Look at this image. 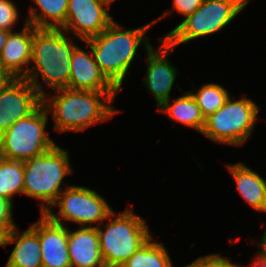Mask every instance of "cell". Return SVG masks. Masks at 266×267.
<instances>
[{
	"label": "cell",
	"instance_id": "cell-1",
	"mask_svg": "<svg viewBox=\"0 0 266 267\" xmlns=\"http://www.w3.org/2000/svg\"><path fill=\"white\" fill-rule=\"evenodd\" d=\"M172 11L165 12L154 21L131 30H126L113 21L99 35L84 41L90 48L93 59L101 72L118 90L129 72L140 44H144L145 51L152 46L150 41L144 37L146 32L161 18L169 16Z\"/></svg>",
	"mask_w": 266,
	"mask_h": 267
},
{
	"label": "cell",
	"instance_id": "cell-2",
	"mask_svg": "<svg viewBox=\"0 0 266 267\" xmlns=\"http://www.w3.org/2000/svg\"><path fill=\"white\" fill-rule=\"evenodd\" d=\"M55 91L59 94H53L51 98L47 93L43 96V105L49 115L53 116L54 129L58 132L84 131L97 122L112 119L118 113L111 104L114 102L117 92L69 88Z\"/></svg>",
	"mask_w": 266,
	"mask_h": 267
},
{
	"label": "cell",
	"instance_id": "cell-3",
	"mask_svg": "<svg viewBox=\"0 0 266 267\" xmlns=\"http://www.w3.org/2000/svg\"><path fill=\"white\" fill-rule=\"evenodd\" d=\"M61 28H36L32 39V58L25 79L43 97L44 92L39 77L52 90L68 87L70 77V61L74 48L77 46L66 37Z\"/></svg>",
	"mask_w": 266,
	"mask_h": 267
},
{
	"label": "cell",
	"instance_id": "cell-4",
	"mask_svg": "<svg viewBox=\"0 0 266 267\" xmlns=\"http://www.w3.org/2000/svg\"><path fill=\"white\" fill-rule=\"evenodd\" d=\"M107 221L104 231L96 225L101 255L105 267H121L152 236L146 221L130 208L112 211Z\"/></svg>",
	"mask_w": 266,
	"mask_h": 267
},
{
	"label": "cell",
	"instance_id": "cell-5",
	"mask_svg": "<svg viewBox=\"0 0 266 267\" xmlns=\"http://www.w3.org/2000/svg\"><path fill=\"white\" fill-rule=\"evenodd\" d=\"M69 153L55 145L49 151L24 161L23 195L42 201L45 214L57 201L66 175L72 174Z\"/></svg>",
	"mask_w": 266,
	"mask_h": 267
},
{
	"label": "cell",
	"instance_id": "cell-6",
	"mask_svg": "<svg viewBox=\"0 0 266 267\" xmlns=\"http://www.w3.org/2000/svg\"><path fill=\"white\" fill-rule=\"evenodd\" d=\"M249 0H204L191 15L168 32L165 39L172 47L217 33L228 25Z\"/></svg>",
	"mask_w": 266,
	"mask_h": 267
},
{
	"label": "cell",
	"instance_id": "cell-7",
	"mask_svg": "<svg viewBox=\"0 0 266 267\" xmlns=\"http://www.w3.org/2000/svg\"><path fill=\"white\" fill-rule=\"evenodd\" d=\"M260 107L253 100L229 98L215 113L205 118L201 132L207 138L219 143L241 146L254 130Z\"/></svg>",
	"mask_w": 266,
	"mask_h": 267
},
{
	"label": "cell",
	"instance_id": "cell-8",
	"mask_svg": "<svg viewBox=\"0 0 266 267\" xmlns=\"http://www.w3.org/2000/svg\"><path fill=\"white\" fill-rule=\"evenodd\" d=\"M48 115L42 103L31 115L13 124L0 136V156L25 161L52 149L56 144L45 132Z\"/></svg>",
	"mask_w": 266,
	"mask_h": 267
},
{
	"label": "cell",
	"instance_id": "cell-9",
	"mask_svg": "<svg viewBox=\"0 0 266 267\" xmlns=\"http://www.w3.org/2000/svg\"><path fill=\"white\" fill-rule=\"evenodd\" d=\"M59 207L58 214L52 208ZM113 209L95 190L83 186L68 185L45 213L53 222L64 225V222H76L80 227H91L90 224H103Z\"/></svg>",
	"mask_w": 266,
	"mask_h": 267
},
{
	"label": "cell",
	"instance_id": "cell-10",
	"mask_svg": "<svg viewBox=\"0 0 266 267\" xmlns=\"http://www.w3.org/2000/svg\"><path fill=\"white\" fill-rule=\"evenodd\" d=\"M107 9L110 4L104 0H69L61 29L84 42L99 35L114 21Z\"/></svg>",
	"mask_w": 266,
	"mask_h": 267
},
{
	"label": "cell",
	"instance_id": "cell-11",
	"mask_svg": "<svg viewBox=\"0 0 266 267\" xmlns=\"http://www.w3.org/2000/svg\"><path fill=\"white\" fill-rule=\"evenodd\" d=\"M42 103L43 97L25 78H15L1 88L0 136L17 121L31 115Z\"/></svg>",
	"mask_w": 266,
	"mask_h": 267
},
{
	"label": "cell",
	"instance_id": "cell-12",
	"mask_svg": "<svg viewBox=\"0 0 266 267\" xmlns=\"http://www.w3.org/2000/svg\"><path fill=\"white\" fill-rule=\"evenodd\" d=\"M154 50L152 46L146 51L147 71L143 83L155 97L158 108L168 99L177 76L174 65L166 56H171L174 49L165 39ZM167 58V59H166Z\"/></svg>",
	"mask_w": 266,
	"mask_h": 267
},
{
	"label": "cell",
	"instance_id": "cell-13",
	"mask_svg": "<svg viewBox=\"0 0 266 267\" xmlns=\"http://www.w3.org/2000/svg\"><path fill=\"white\" fill-rule=\"evenodd\" d=\"M38 220L42 267H71L68 253V227L53 222L46 214Z\"/></svg>",
	"mask_w": 266,
	"mask_h": 267
},
{
	"label": "cell",
	"instance_id": "cell-14",
	"mask_svg": "<svg viewBox=\"0 0 266 267\" xmlns=\"http://www.w3.org/2000/svg\"><path fill=\"white\" fill-rule=\"evenodd\" d=\"M69 89L96 92H118L119 90L101 72L92 52H85L76 46L70 61Z\"/></svg>",
	"mask_w": 266,
	"mask_h": 267
},
{
	"label": "cell",
	"instance_id": "cell-15",
	"mask_svg": "<svg viewBox=\"0 0 266 267\" xmlns=\"http://www.w3.org/2000/svg\"><path fill=\"white\" fill-rule=\"evenodd\" d=\"M36 28L26 23L19 32H9L5 45L0 55L3 66L15 77L25 78L29 72L32 58V39Z\"/></svg>",
	"mask_w": 266,
	"mask_h": 267
},
{
	"label": "cell",
	"instance_id": "cell-16",
	"mask_svg": "<svg viewBox=\"0 0 266 267\" xmlns=\"http://www.w3.org/2000/svg\"><path fill=\"white\" fill-rule=\"evenodd\" d=\"M68 253L71 267H105L96 226L68 228Z\"/></svg>",
	"mask_w": 266,
	"mask_h": 267
},
{
	"label": "cell",
	"instance_id": "cell-17",
	"mask_svg": "<svg viewBox=\"0 0 266 267\" xmlns=\"http://www.w3.org/2000/svg\"><path fill=\"white\" fill-rule=\"evenodd\" d=\"M15 243L5 267H42L38 221L19 234L16 226L9 232L7 243Z\"/></svg>",
	"mask_w": 266,
	"mask_h": 267
},
{
	"label": "cell",
	"instance_id": "cell-18",
	"mask_svg": "<svg viewBox=\"0 0 266 267\" xmlns=\"http://www.w3.org/2000/svg\"><path fill=\"white\" fill-rule=\"evenodd\" d=\"M227 168L246 203L256 211L266 212V180L241 162L227 164Z\"/></svg>",
	"mask_w": 266,
	"mask_h": 267
},
{
	"label": "cell",
	"instance_id": "cell-19",
	"mask_svg": "<svg viewBox=\"0 0 266 267\" xmlns=\"http://www.w3.org/2000/svg\"><path fill=\"white\" fill-rule=\"evenodd\" d=\"M158 110L166 113L172 123L178 121L200 133L204 129L205 117L202 115L201 109L190 91L179 96L172 104H170V99L166 100Z\"/></svg>",
	"mask_w": 266,
	"mask_h": 267
},
{
	"label": "cell",
	"instance_id": "cell-20",
	"mask_svg": "<svg viewBox=\"0 0 266 267\" xmlns=\"http://www.w3.org/2000/svg\"><path fill=\"white\" fill-rule=\"evenodd\" d=\"M37 8H30L25 22L35 28H61L66 21L69 0H32ZM40 9L41 12L38 10Z\"/></svg>",
	"mask_w": 266,
	"mask_h": 267
},
{
	"label": "cell",
	"instance_id": "cell-21",
	"mask_svg": "<svg viewBox=\"0 0 266 267\" xmlns=\"http://www.w3.org/2000/svg\"><path fill=\"white\" fill-rule=\"evenodd\" d=\"M151 237L121 267H173L165 246Z\"/></svg>",
	"mask_w": 266,
	"mask_h": 267
},
{
	"label": "cell",
	"instance_id": "cell-22",
	"mask_svg": "<svg viewBox=\"0 0 266 267\" xmlns=\"http://www.w3.org/2000/svg\"><path fill=\"white\" fill-rule=\"evenodd\" d=\"M24 161L0 156V196L13 202L15 194H23Z\"/></svg>",
	"mask_w": 266,
	"mask_h": 267
},
{
	"label": "cell",
	"instance_id": "cell-23",
	"mask_svg": "<svg viewBox=\"0 0 266 267\" xmlns=\"http://www.w3.org/2000/svg\"><path fill=\"white\" fill-rule=\"evenodd\" d=\"M190 92L205 118L220 109L230 96L223 86L216 83H207L197 92Z\"/></svg>",
	"mask_w": 266,
	"mask_h": 267
},
{
	"label": "cell",
	"instance_id": "cell-24",
	"mask_svg": "<svg viewBox=\"0 0 266 267\" xmlns=\"http://www.w3.org/2000/svg\"><path fill=\"white\" fill-rule=\"evenodd\" d=\"M19 12L12 0H0V28L8 32L13 31L18 22Z\"/></svg>",
	"mask_w": 266,
	"mask_h": 267
},
{
	"label": "cell",
	"instance_id": "cell-25",
	"mask_svg": "<svg viewBox=\"0 0 266 267\" xmlns=\"http://www.w3.org/2000/svg\"><path fill=\"white\" fill-rule=\"evenodd\" d=\"M184 267H238V263H233L220 254H209L199 257Z\"/></svg>",
	"mask_w": 266,
	"mask_h": 267
},
{
	"label": "cell",
	"instance_id": "cell-26",
	"mask_svg": "<svg viewBox=\"0 0 266 267\" xmlns=\"http://www.w3.org/2000/svg\"><path fill=\"white\" fill-rule=\"evenodd\" d=\"M12 208V201L0 196V225L8 232L12 231L16 227L12 218Z\"/></svg>",
	"mask_w": 266,
	"mask_h": 267
},
{
	"label": "cell",
	"instance_id": "cell-27",
	"mask_svg": "<svg viewBox=\"0 0 266 267\" xmlns=\"http://www.w3.org/2000/svg\"><path fill=\"white\" fill-rule=\"evenodd\" d=\"M204 2V0H173V8L177 13L188 17L194 13Z\"/></svg>",
	"mask_w": 266,
	"mask_h": 267
},
{
	"label": "cell",
	"instance_id": "cell-28",
	"mask_svg": "<svg viewBox=\"0 0 266 267\" xmlns=\"http://www.w3.org/2000/svg\"><path fill=\"white\" fill-rule=\"evenodd\" d=\"M15 77L3 66L0 61V89L6 87Z\"/></svg>",
	"mask_w": 266,
	"mask_h": 267
},
{
	"label": "cell",
	"instance_id": "cell-29",
	"mask_svg": "<svg viewBox=\"0 0 266 267\" xmlns=\"http://www.w3.org/2000/svg\"><path fill=\"white\" fill-rule=\"evenodd\" d=\"M251 267H266V252L259 249L257 257L252 264Z\"/></svg>",
	"mask_w": 266,
	"mask_h": 267
},
{
	"label": "cell",
	"instance_id": "cell-30",
	"mask_svg": "<svg viewBox=\"0 0 266 267\" xmlns=\"http://www.w3.org/2000/svg\"><path fill=\"white\" fill-rule=\"evenodd\" d=\"M9 232L0 225V246H6L7 244V238H8Z\"/></svg>",
	"mask_w": 266,
	"mask_h": 267
},
{
	"label": "cell",
	"instance_id": "cell-31",
	"mask_svg": "<svg viewBox=\"0 0 266 267\" xmlns=\"http://www.w3.org/2000/svg\"><path fill=\"white\" fill-rule=\"evenodd\" d=\"M8 34H9L8 31L0 28V55L2 53V49L5 45Z\"/></svg>",
	"mask_w": 266,
	"mask_h": 267
},
{
	"label": "cell",
	"instance_id": "cell-32",
	"mask_svg": "<svg viewBox=\"0 0 266 267\" xmlns=\"http://www.w3.org/2000/svg\"><path fill=\"white\" fill-rule=\"evenodd\" d=\"M257 243H258L257 245H259V247H260L259 249L266 252V229L264 231V234H263L260 242H257Z\"/></svg>",
	"mask_w": 266,
	"mask_h": 267
},
{
	"label": "cell",
	"instance_id": "cell-33",
	"mask_svg": "<svg viewBox=\"0 0 266 267\" xmlns=\"http://www.w3.org/2000/svg\"><path fill=\"white\" fill-rule=\"evenodd\" d=\"M104 1H106L107 3H109V4L111 5V3H112L113 1H115V0H104Z\"/></svg>",
	"mask_w": 266,
	"mask_h": 267
}]
</instances>
